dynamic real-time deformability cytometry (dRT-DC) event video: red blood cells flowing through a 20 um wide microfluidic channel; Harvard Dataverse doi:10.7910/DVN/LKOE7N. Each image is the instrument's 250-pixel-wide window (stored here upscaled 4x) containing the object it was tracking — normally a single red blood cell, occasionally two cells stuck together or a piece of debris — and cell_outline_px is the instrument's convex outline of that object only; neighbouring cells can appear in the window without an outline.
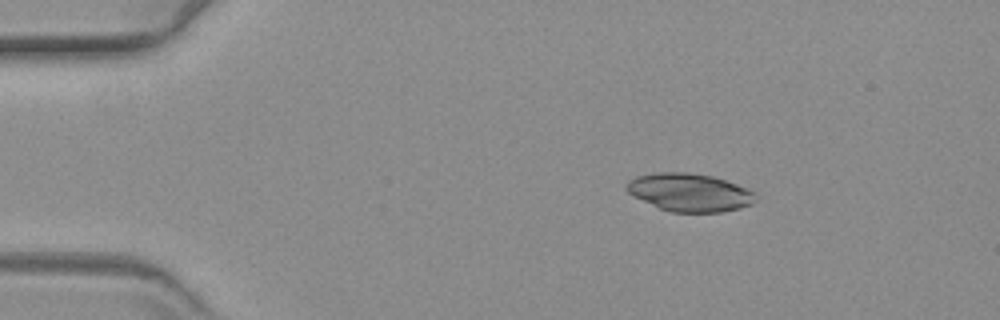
{"species": "common noctule bat (a hibernating species)", "species_latin": "Nyctalus noctula", "temperature_condition": "warm", "stored_images_in_passage": 49, "camera_frame_rate_fps": 3000, "um_per_image_px": 0.085, "animal": {"sex": "female", "body_mass_g": 19.3, "forearm_length_mm": 54.1}, "frame": {"image": 1, "passage_image": 1, "time_ms": 0.0, "image_size_px": [1000, 320], "cell_outline_px": [[756, 192], [752, 204], [740, 208], [720, 212], [672, 212], [660, 208], [632, 196], [624, 188], [624, 184], [628, 180], [636, 176], [656, 172], [684, 172], [712, 176], [748, 188]], "centroid_in_image_um": [58.57, 16.35], "position_along_channel_um": 26.4, "area_um2": 28.61}}